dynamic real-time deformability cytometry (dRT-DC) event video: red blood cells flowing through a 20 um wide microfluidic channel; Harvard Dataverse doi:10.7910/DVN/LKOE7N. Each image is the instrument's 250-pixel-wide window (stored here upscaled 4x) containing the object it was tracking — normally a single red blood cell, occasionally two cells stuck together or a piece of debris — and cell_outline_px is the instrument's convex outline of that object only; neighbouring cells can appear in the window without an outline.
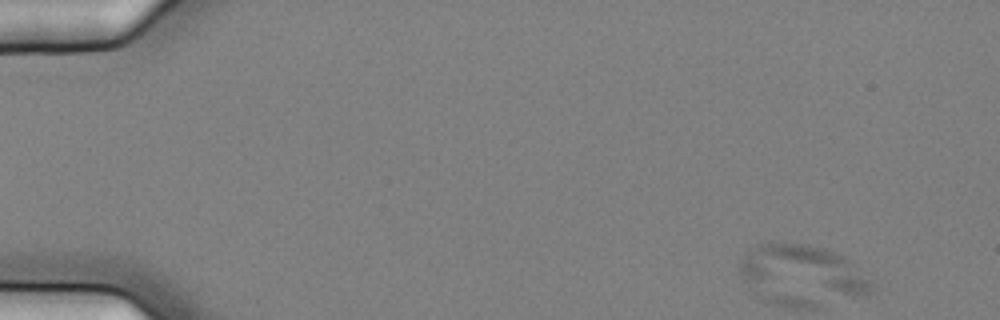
{"species": "common noctule bat (a hibernating species)", "species_latin": "Nyctalus noctula", "temperature_condition": "cold", "stored_images_in_passage": 4, "camera_frame_rate_fps": 3000, "um_per_image_px": 0.085, "animal": {"sex": "female", "body_mass_g": 25.1}, "frame": {"image": 1, "passage_image": 1, "time_ms": 0.0, "image_size_px": [1000, 320], "cell_outline_px": [[872, 292], [864, 296], [744, 280], [740, 272], [740, 264], [752, 248], [756, 244], [772, 240], [776, 240], [804, 244], [824, 248], [836, 252], [844, 256], [872, 284]], "centroid_in_image_um": [68.28, 22.8], "position_along_channel_um": 16.7, "area_um2": 34.97}}
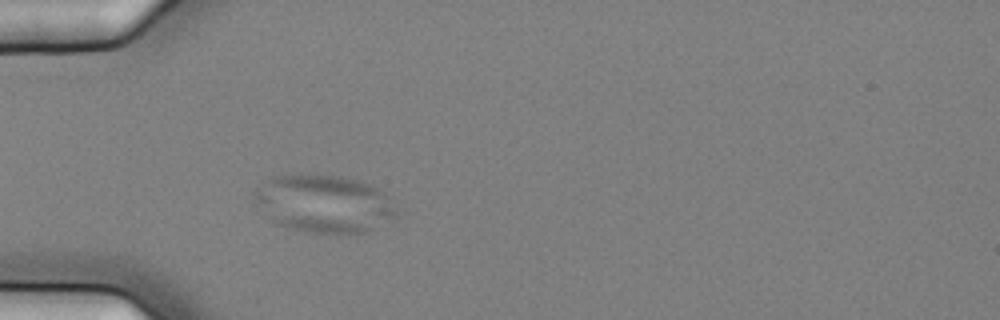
{"frame": {"image": 2, "passage_image": 4, "time_ms": 1.0, "image_size_px": [1000, 320], "cell_outline_px": [[396, 216], [364, 232], [348, 236], [336, 236], [308, 232], [292, 228], [280, 224], [272, 220], [256, 200], [252, 192], [268, 176], [288, 172], [308, 172], [340, 176], [360, 180], [372, 184], [384, 192], [388, 196], [396, 208]], "centroid_in_image_um": [27.53, 17.27], "position_along_channel_um": 57.5, "area_um2": 49.01}}